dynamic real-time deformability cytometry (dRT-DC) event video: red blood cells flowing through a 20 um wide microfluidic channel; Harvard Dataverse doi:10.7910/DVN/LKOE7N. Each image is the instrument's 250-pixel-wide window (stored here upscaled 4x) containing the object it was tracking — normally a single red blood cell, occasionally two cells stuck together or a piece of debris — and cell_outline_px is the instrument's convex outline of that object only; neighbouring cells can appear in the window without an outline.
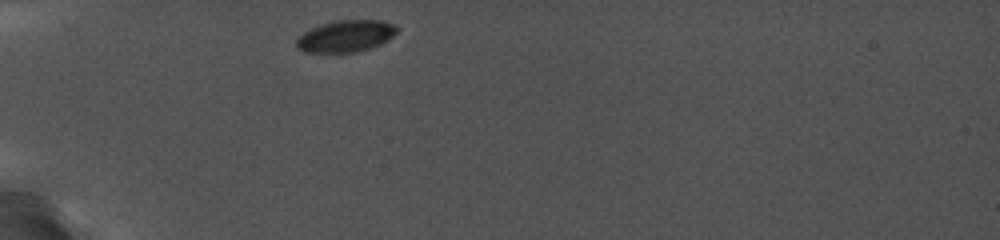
{"species": "common noctule bat (a hibernating species)", "species_latin": "Nyctalus noctula", "temperature_condition": "cold", "stored_images_in_passage": 49, "camera_frame_rate_fps": 5000, "um_per_image_px": 0.085, "animal": {"sex": "female", "body_mass_g": 19.0, "forearm_length_mm": 56.7}, "frame": {"image": 1, "passage_image": 1, "time_ms": 0.0, "image_size_px": [1000, 240], "cell_outline_px": [[400, 28], [388, 40], [380, 44], [356, 52], [304, 52], [296, 48], [296, 40], [304, 32], [320, 24], [336, 20], [380, 20], [392, 24]], "centroid_in_image_um": [29.38, 3.06], "position_along_channel_um": 55.6, "area_um2": 18.5}}
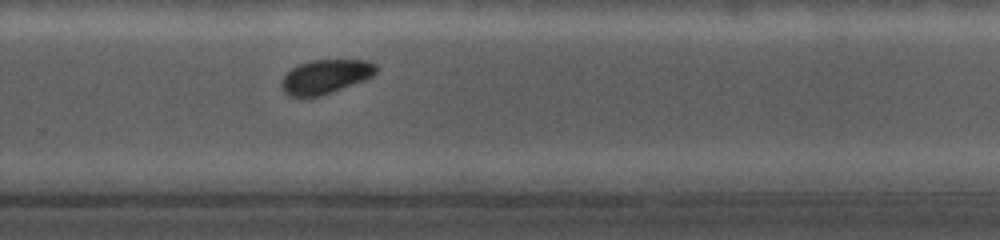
{"frame": {"image": 2, "passage_image": 32, "time_ms": 7.2, "image_size_px": [1000, 240], "cell_outline_px": [[380, 68], [372, 76], [364, 80], [316, 96], [288, 96], [280, 88], [280, 80], [292, 68], [300, 64], [312, 60], [368, 60], [376, 64]], "centroid_in_image_um": [27.66, 6.49], "position_along_channel_um": 302.1, "area_um2": 18.55}}
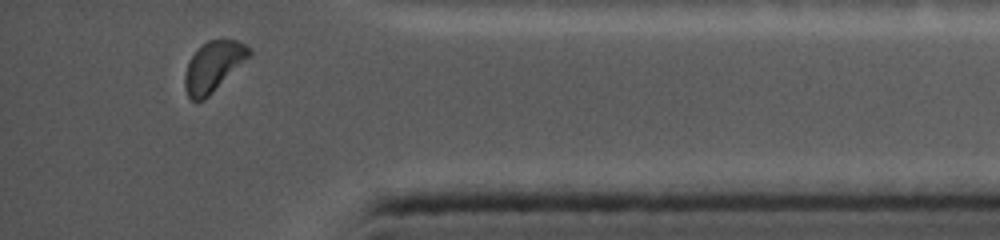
{"frame": {"image": 3, "passage_image": 45, "time_ms": 10.4, "image_size_px": [1000, 240], "cell_outline_px": [[252, 52], [204, 100], [192, 100], [188, 96], [184, 88], [184, 76], [188, 64], [192, 56], [208, 40], [236, 40], [252, 48]], "centroid_in_image_um": [18.1, 5.65], "position_along_channel_um": 417.1, "area_um2": 18.03}}